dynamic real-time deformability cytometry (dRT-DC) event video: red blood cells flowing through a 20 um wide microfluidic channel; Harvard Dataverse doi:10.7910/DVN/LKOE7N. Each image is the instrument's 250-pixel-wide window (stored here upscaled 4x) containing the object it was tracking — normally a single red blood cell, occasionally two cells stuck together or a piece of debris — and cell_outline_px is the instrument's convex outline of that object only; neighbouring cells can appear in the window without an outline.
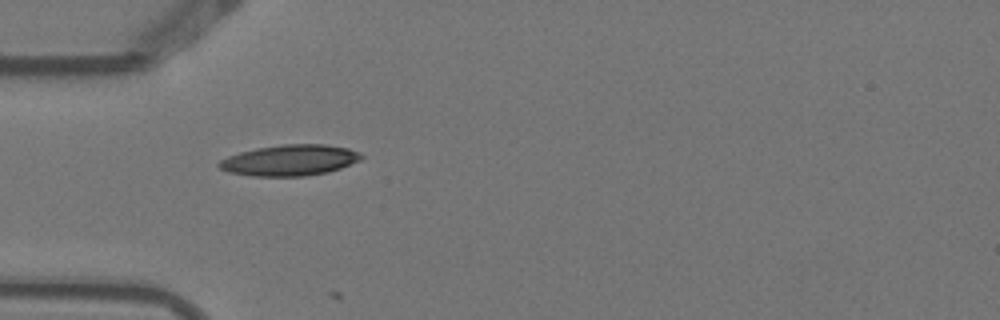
{"species": "Egyptian fruit bat (a non-hibernating species)", "species_latin": "Rousettus aegyptiacus", "temperature_condition": "warm", "stored_images_in_passage": 2, "camera_frame_rate_fps": 3000, "um_per_image_px": 0.085, "animal": {"sex": "female"}, "frame": {"image": 1, "passage_image": 1, "time_ms": 0.0, "image_size_px": [1000, 320], "cell_outline_px": [[364, 156], [360, 160], [340, 168], [328, 172], [304, 176], [252, 176], [228, 172], [220, 168], [216, 164], [220, 160], [228, 156], [240, 152], [256, 148], [284, 144], [324, 144], [348, 148], [360, 152]], "centroid_in_image_um": [24.63, 13.62], "position_along_channel_um": 60.4, "area_um2": 25.66}}
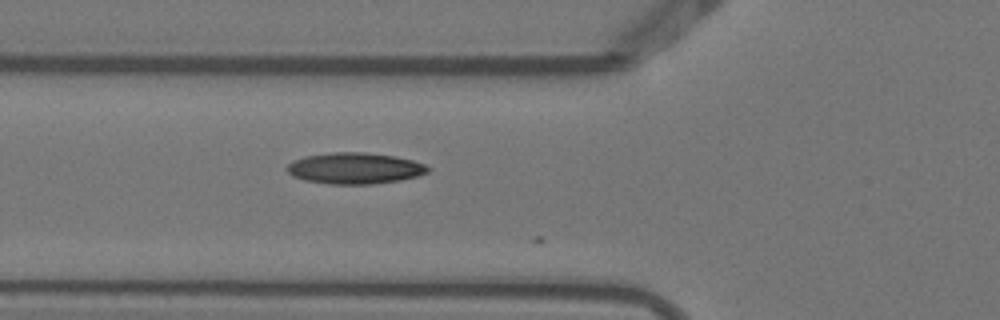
{"frame": {"image": 2, "passage_image": 2, "time_ms": 0.333, "image_size_px": [1000, 320], "cell_outline_px": [[432, 168], [428, 172], [416, 176], [400, 180], [372, 184], [328, 184], [304, 180], [292, 176], [288, 172], [288, 164], [292, 160], [304, 156], [332, 152], [364, 152], [396, 156], [412, 160], [424, 164]], "centroid_in_image_um": [30.15, 14.3], "position_along_channel_um": 95.7, "area_um2": 25.72}}